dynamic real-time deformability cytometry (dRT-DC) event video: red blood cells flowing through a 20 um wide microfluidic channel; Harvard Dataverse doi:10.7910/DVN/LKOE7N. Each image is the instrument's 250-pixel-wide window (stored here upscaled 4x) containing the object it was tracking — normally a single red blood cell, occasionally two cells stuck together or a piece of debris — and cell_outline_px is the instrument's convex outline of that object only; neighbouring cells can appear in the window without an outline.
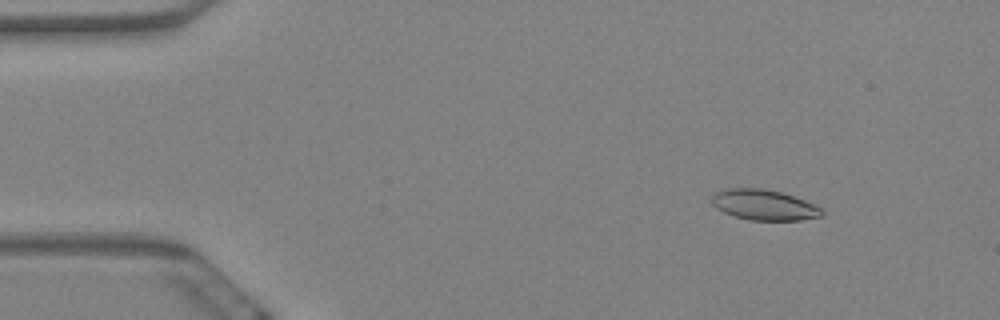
{"species": "Egyptian fruit bat (a non-hibernating species)", "species_latin": "Rousettus aegyptiacus", "temperature_condition": "warm", "stored_images_in_passage": 61, "camera_frame_rate_fps": 3000, "um_per_image_px": 0.085, "animal": {"sex": "female"}, "frame": {"image": 1, "passage_image": 8, "time_ms": 2.333, "image_size_px": [1000, 320], "cell_outline_px": [[824, 212], [820, 216], [800, 220], [748, 220], [724, 212], [716, 208], [712, 204], [712, 196], [716, 192], [728, 188], [760, 188], [780, 192], [804, 200], [820, 208]], "centroid_in_image_um": [64.91, 17.42], "position_along_channel_um": 20.1, "area_um2": 19.25}}
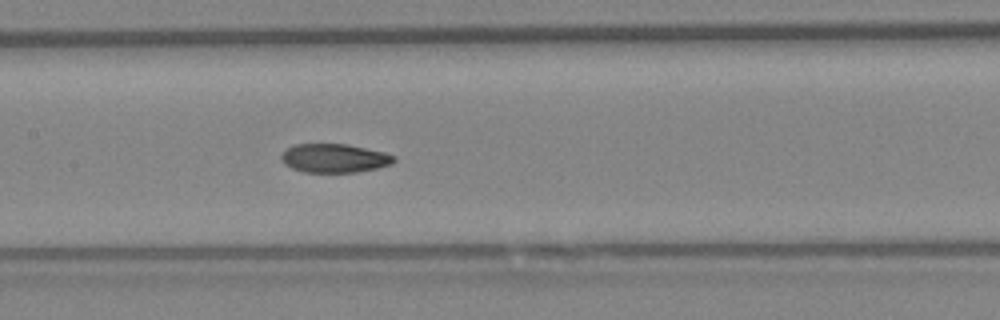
{"frame": {"image": 2, "passage_image": 30, "time_ms": 9.667, "image_size_px": [1000, 320], "cell_outline_px": [[396, 160], [392, 164], [376, 168], [356, 172], [304, 172], [292, 168], [284, 164], [280, 156], [288, 148], [296, 144], [348, 144], [384, 152], [396, 156]], "centroid_in_image_um": [28.44, 13.44], "position_along_channel_um": 179.0, "area_um2": 18.84}}
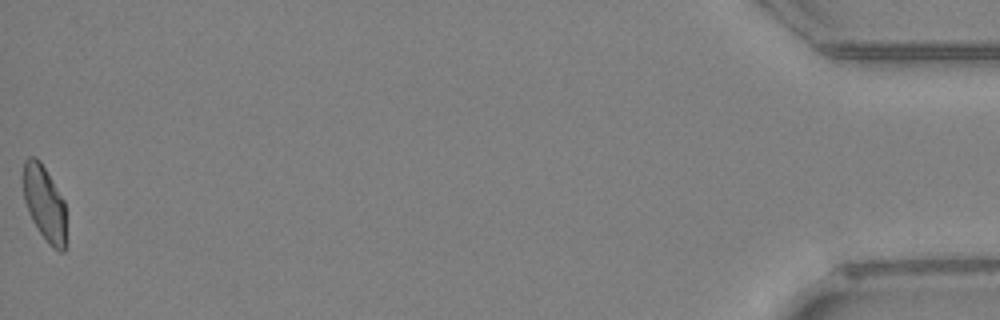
{"frame": {"image": 3, "passage_image": 61, "time_ms": 20.0, "image_size_px": [1000, 320], "cell_outline_px": [[68, 244], [64, 252], [60, 252], [52, 248], [48, 244], [32, 220], [28, 212], [24, 200], [24, 160], [28, 156], [36, 156], [40, 160], [64, 200]], "centroid_in_image_um": [3.83, 17.35], "position_along_channel_um": 431.4, "area_um2": 19.25}, "authors_computed_cell_mechanics": {"area_um2": 19.5364, "velocity_mm_per_s": 3.4147, "shape_relaxation_time_tau1_ms": 9.2794, "shape_relaxation_time_tau2_ms": 2.2385, "deformation_change_tau1": 0.2, "deformation_change_tau2": 0.0713}}